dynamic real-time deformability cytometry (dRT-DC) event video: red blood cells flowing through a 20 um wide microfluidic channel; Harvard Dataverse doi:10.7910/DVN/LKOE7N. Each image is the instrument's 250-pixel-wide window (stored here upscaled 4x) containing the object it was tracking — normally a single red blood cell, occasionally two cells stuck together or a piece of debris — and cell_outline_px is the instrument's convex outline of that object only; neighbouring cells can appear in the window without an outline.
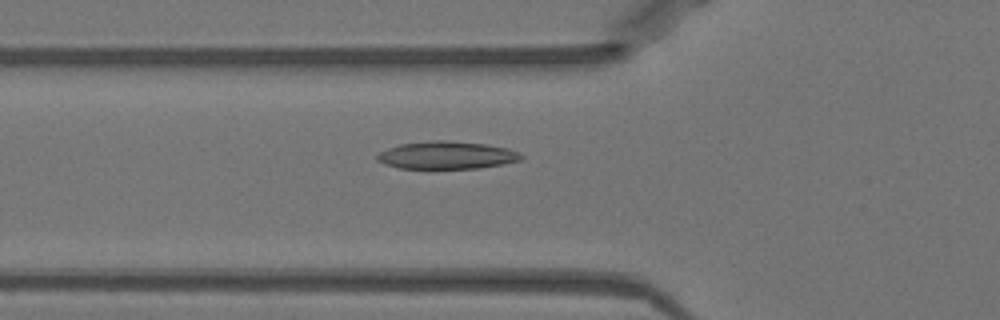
{"species": "Egyptian fruit bat (a non-hibernating species)", "species_latin": "Rousettus aegyptiacus", "temperature_condition": "warm", "stored_images_in_passage": 51, "camera_frame_rate_fps": 3000, "um_per_image_px": 0.085, "animal": {"sex": "female"}, "frame": {"image": 1, "passage_image": 18, "time_ms": 5.667, "image_size_px": [1000, 320], "cell_outline_px": [[524, 156], [520, 160], [504, 164], [480, 168], [400, 168], [384, 164], [376, 160], [376, 156], [380, 152], [388, 148], [400, 144], [432, 140], [444, 140], [484, 144], [508, 148], [520, 152]], "centroid_in_image_um": [37.98, 13.19], "position_along_channel_um": 87.8, "area_um2": 23.18}}
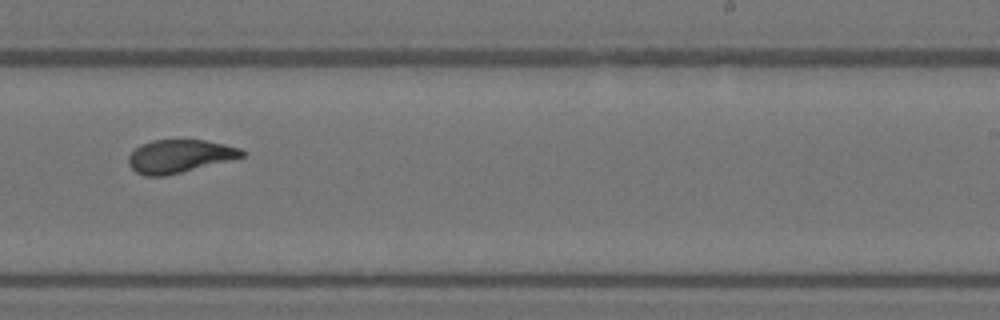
{"frame": {"image": 2, "passage_image": 32, "time_ms": 10.333, "image_size_px": [1000, 320], "cell_outline_px": [[244, 156], [164, 176], [144, 176], [136, 172], [128, 164], [128, 156], [140, 144], [152, 140], [204, 140], [224, 144], [240, 148], [244, 152]], "centroid_in_image_um": [15.2, 13.27], "position_along_channel_um": 273.8, "area_um2": 21.5}}
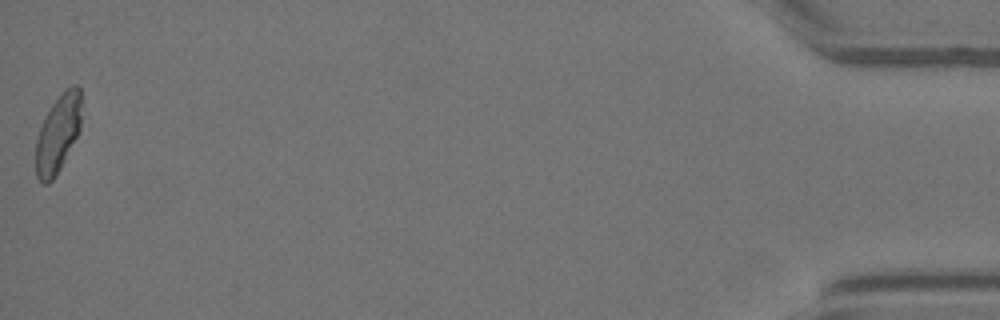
{"frame": {"image": 3, "passage_image": 51, "time_ms": 16.667, "image_size_px": [1000, 320], "cell_outline_px": [[80, 132], [56, 176], [48, 184], [44, 184], [36, 176], [36, 140], [40, 128], [52, 104], [64, 88], [72, 84], [76, 84], [80, 88]], "centroid_in_image_um": [4.94, 11.36], "position_along_channel_um": 430.3, "area_um2": 20.69}, "authors_computed_cell_mechanics": {"area_um2": 22.5998, "velocity_mm_per_s": 3.9809, "shape_relaxation_time_tau1_ms": 6.3132, "shape_relaxation_time_tau2_ms": 1.5219, "deformation_change_tau1": 0.2124, "deformation_change_tau2": 0.0908}}